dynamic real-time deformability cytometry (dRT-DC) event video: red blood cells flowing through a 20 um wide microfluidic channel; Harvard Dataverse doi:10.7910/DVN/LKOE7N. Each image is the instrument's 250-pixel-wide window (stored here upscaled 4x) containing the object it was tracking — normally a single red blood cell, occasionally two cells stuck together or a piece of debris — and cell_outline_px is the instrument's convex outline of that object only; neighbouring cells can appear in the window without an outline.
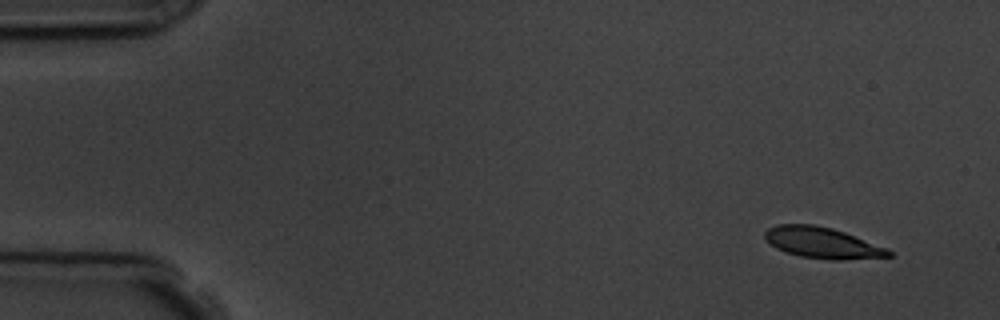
{"species": "common noctule bat (a hibernating species)", "species_latin": "Nyctalus noctula", "temperature_condition": "room temperature", "stored_images_in_passage": 16, "camera_frame_rate_fps": 3000, "um_per_image_px": 0.085, "animal": {"sex": "male", "body_mass_g": 19.5, "forearm_length_mm": 54.6}, "frame": {"image": 1, "passage_image": 1, "time_ms": 0.0, "image_size_px": [1000, 320], "cell_outline_px": [[892, 256], [840, 260], [832, 260], [800, 256], [784, 252], [776, 248], [764, 236], [764, 232], [768, 228], [776, 224], [812, 224], [832, 228], [844, 232], [888, 248], [892, 252]], "centroid_in_image_um": [69.89, 20.63], "position_along_channel_um": 15.1, "area_um2": 22.31}}
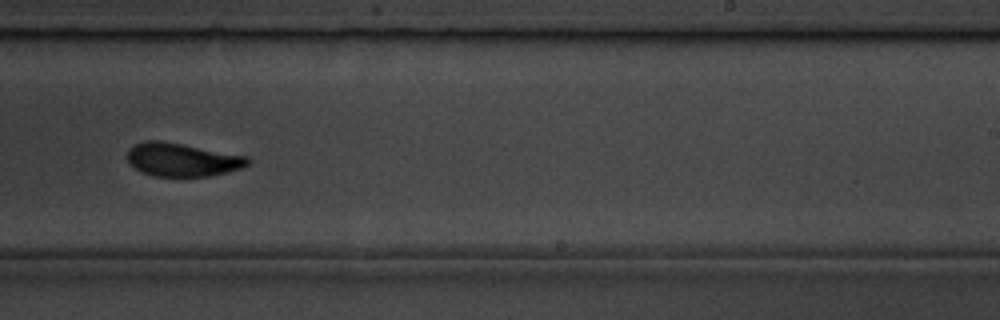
{"frame": {"image": 2, "passage_image": 10, "time_ms": 10.0, "image_size_px": [1000, 320], "cell_outline_px": [[252, 160], [248, 164], [240, 168], [228, 172], [208, 176], [152, 176], [140, 172], [128, 164], [128, 148], [132, 144], [144, 140], [160, 140], [248, 156]], "centroid_in_image_um": [15.44, 13.57], "position_along_channel_um": 273.6, "area_um2": 23.64}, "authors_computed_cell_mechanics": {"area_um2": 23.5246, "velocity_mm_per_s": 3.7364, "shape_relaxation_time_tau1_ms": 3.4178, "shape_relaxation_time_tau2_ms": 2.4261, "deformation_change_tau1": 0.1449, "deformation_change_tau2": 0.0786}}